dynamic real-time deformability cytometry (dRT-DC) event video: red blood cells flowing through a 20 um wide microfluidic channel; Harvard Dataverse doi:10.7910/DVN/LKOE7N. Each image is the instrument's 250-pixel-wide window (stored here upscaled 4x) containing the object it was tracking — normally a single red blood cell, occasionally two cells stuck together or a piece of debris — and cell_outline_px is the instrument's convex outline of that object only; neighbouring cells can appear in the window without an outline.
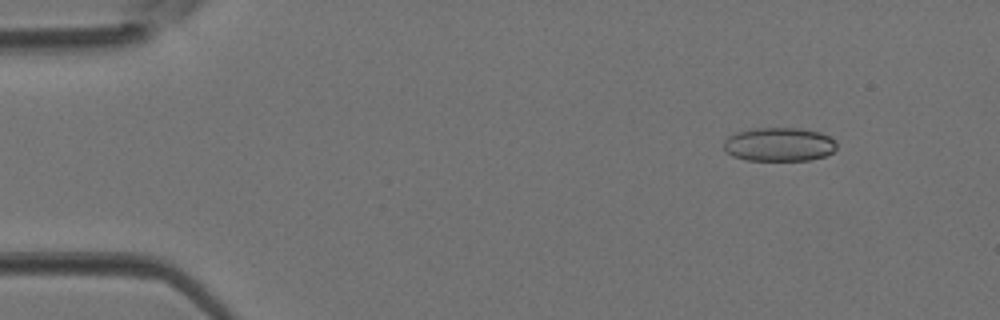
{"species": "Egyptian fruit bat (a non-hibernating species)", "species_latin": "Rousettus aegyptiacus", "temperature_condition": "room temperature", "stored_images_in_passage": 3, "camera_frame_rate_fps": 3000, "um_per_image_px": 0.085, "animal": {"sex": "female"}, "frame": {"image": 1, "passage_image": 1, "time_ms": 0.0, "image_size_px": [1000, 320], "cell_outline_px": [[836, 148], [832, 152], [824, 156], [812, 160], [748, 160], [732, 156], [724, 152], [724, 140], [728, 136], [736, 132], [756, 128], [800, 128], [820, 132], [836, 140]], "centroid_in_image_um": [66.21, 12.27], "position_along_channel_um": 18.8, "area_um2": 22.37}}